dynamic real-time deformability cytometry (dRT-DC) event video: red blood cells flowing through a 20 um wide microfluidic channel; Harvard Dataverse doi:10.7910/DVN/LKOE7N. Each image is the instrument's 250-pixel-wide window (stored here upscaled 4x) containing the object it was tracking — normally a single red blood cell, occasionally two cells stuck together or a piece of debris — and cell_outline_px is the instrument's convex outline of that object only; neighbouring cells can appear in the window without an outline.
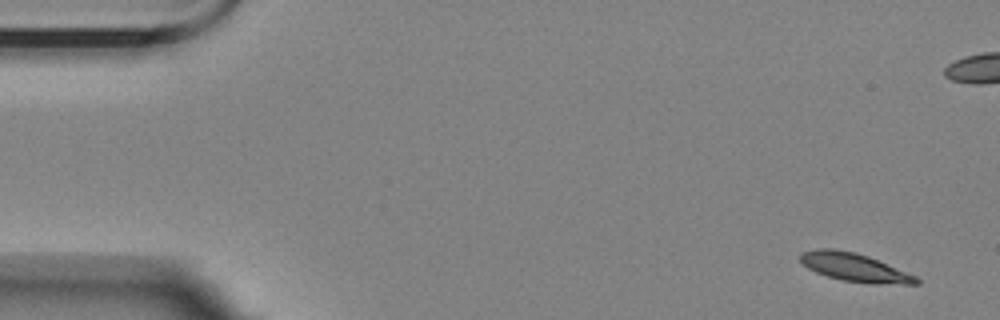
{"species": "Egyptian fruit bat (a non-hibernating species)", "species_latin": "Rousettus aegyptiacus", "temperature_condition": "room temperature", "stored_images_in_passage": 8, "segment_of_instrument_passage": [1, 2], "camera_frame_rate_fps": 3000, "um_per_image_px": 0.085, "animal": {"sex": "female"}, "frame": {"image": 1, "passage_image": 1, "time_ms": 0.0, "image_size_px": [1000, 320], "cell_outline_px": [[920, 284], [872, 284], [840, 280], [816, 272], [808, 268], [800, 260], [800, 256], [804, 252], [820, 248], [832, 248], [856, 252], [868, 256], [916, 276], [920, 280]], "centroid_in_image_um": [72.66, 22.74], "position_along_channel_um": 12.3, "area_um2": 19.02}}
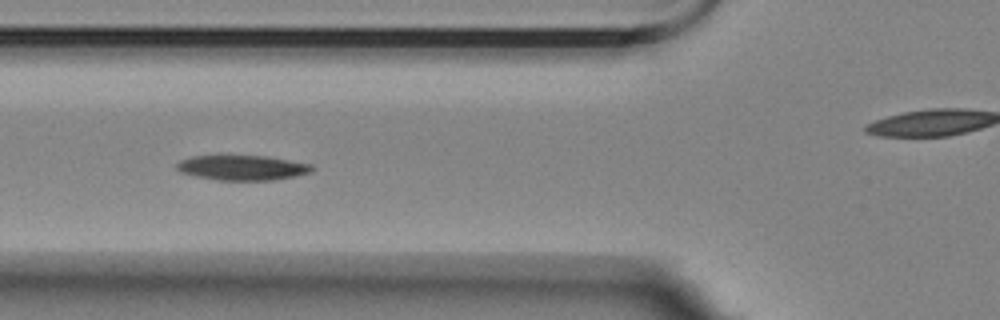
{"frame": {"image": 2, "passage_image": 6, "time_ms": 6.0, "image_size_px": [1000, 320], "cell_outline_px": [[312, 172], [296, 176], [276, 180], [216, 180], [196, 176], [180, 172], [176, 168], [176, 164], [180, 160], [192, 156], [264, 156], [312, 164]], "centroid_in_image_um": [20.59, 14.26], "position_along_channel_um": 105.2, "area_um2": 19.59}}
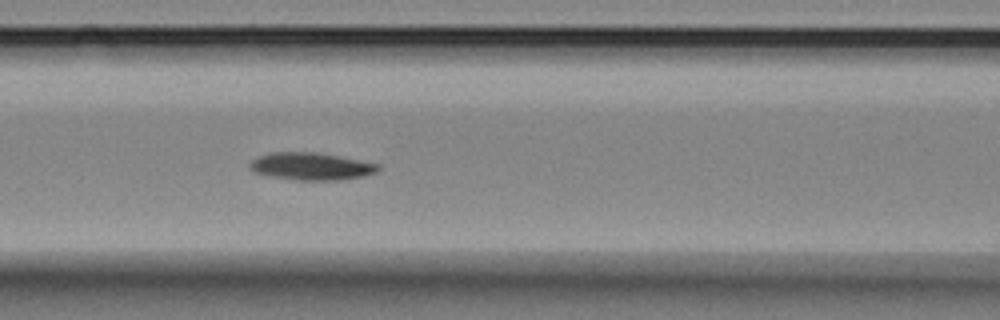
{"frame": {"image": 3, "passage_image": 7, "time_ms": 7.0, "image_size_px": [1000, 320], "cell_outline_px": [[380, 168], [376, 172], [364, 176], [340, 180], [296, 180], [272, 176], [252, 172], [248, 168], [248, 164], [252, 160], [260, 156], [272, 152], [316, 152], [380, 164]], "centroid_in_image_um": [26.43, 14.14], "position_along_channel_um": 140.2, "area_um2": 20.46}}